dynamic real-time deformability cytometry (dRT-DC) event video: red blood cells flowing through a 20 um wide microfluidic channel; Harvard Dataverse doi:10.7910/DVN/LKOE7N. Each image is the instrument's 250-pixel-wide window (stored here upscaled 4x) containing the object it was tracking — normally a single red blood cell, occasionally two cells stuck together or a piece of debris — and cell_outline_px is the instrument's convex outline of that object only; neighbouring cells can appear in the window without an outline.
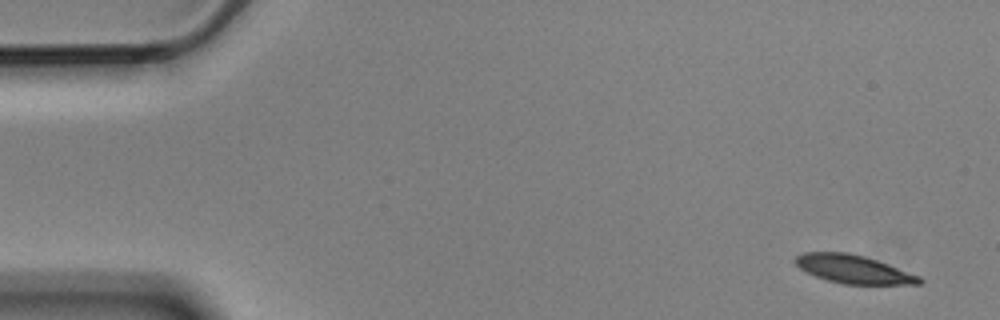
{"species": "Egyptian fruit bat (a non-hibernating species)", "species_latin": "Rousettus aegyptiacus", "temperature_condition": "cold", "stored_images_in_passage": 5, "camera_frame_rate_fps": 3000, "um_per_image_px": 0.085, "animal": {"sex": "male"}, "frame": {"image": 1, "passage_image": 1, "time_ms": 0.0, "image_size_px": [1000, 320], "cell_outline_px": [[924, 280], [920, 284], [844, 284], [828, 280], [816, 276], [800, 268], [792, 260], [796, 256], [804, 252], [848, 252], [864, 256], [888, 264], [920, 276]], "centroid_in_image_um": [72.54, 22.87], "position_along_channel_um": 12.5, "area_um2": 20.35}}